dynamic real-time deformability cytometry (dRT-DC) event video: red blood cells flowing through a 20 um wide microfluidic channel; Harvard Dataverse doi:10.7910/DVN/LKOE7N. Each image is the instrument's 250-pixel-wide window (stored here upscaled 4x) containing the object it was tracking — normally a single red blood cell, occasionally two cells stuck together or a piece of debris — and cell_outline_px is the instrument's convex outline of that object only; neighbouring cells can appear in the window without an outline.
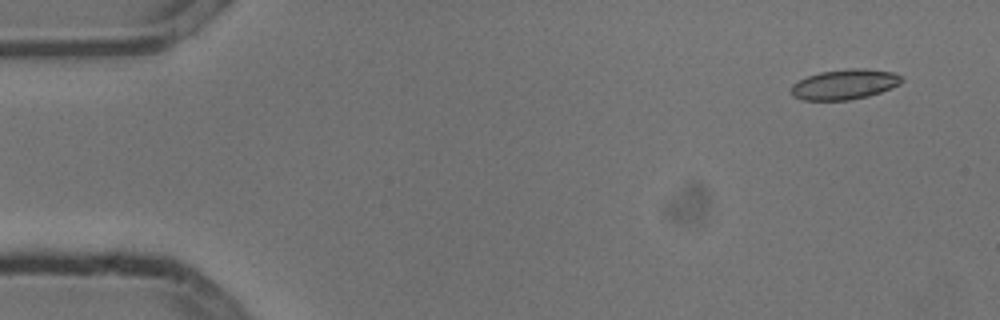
{"species": "common noctule bat (a hibernating species)", "species_latin": "Nyctalus noctula", "temperature_condition": "cold", "stored_images_in_passage": 6, "camera_frame_rate_fps": 3000, "um_per_image_px": 0.085, "animal": {"sex": "male", "body_mass_g": 13.3}, "frame": {"image": 1, "passage_image": 1, "time_ms": 0.0, "image_size_px": [1000, 320], "cell_outline_px": [[904, 80], [900, 84], [892, 88], [868, 96], [848, 100], [800, 100], [792, 96], [788, 92], [792, 84], [808, 76], [820, 72], [848, 68], [864, 68], [892, 72], [904, 76]], "centroid_in_image_um": [71.78, 7.17], "position_along_channel_um": 13.2, "area_um2": 19.71}}
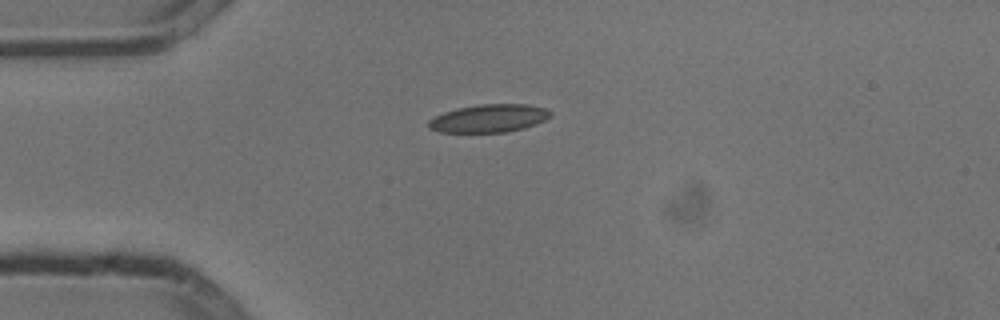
{"frame": {"image": 2, "passage_image": 4, "time_ms": 1.0, "image_size_px": [1000, 320], "cell_outline_px": [[552, 112], [544, 120], [536, 124], [524, 128], [508, 132], [440, 132], [428, 128], [428, 120], [444, 112], [456, 108], [480, 104], [528, 104], [544, 108]], "centroid_in_image_um": [41.54, 10.06], "position_along_channel_um": 43.5, "area_um2": 19.83}}
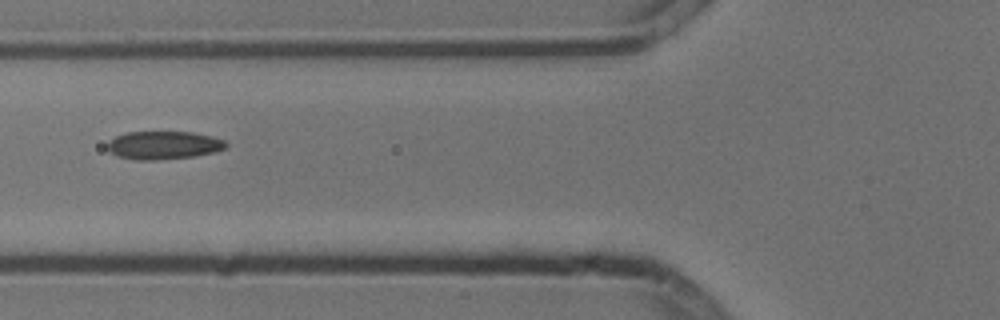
{"frame": {"image": 3, "passage_image": 6, "time_ms": 1.667, "image_size_px": [1000, 320], "cell_outline_px": [[228, 148], [216, 152], [196, 156], [156, 160], [136, 160], [116, 156], [108, 152], [108, 140], [116, 136], [128, 132], [192, 132], [212, 136], [224, 140], [228, 144]], "centroid_in_image_um": [13.92, 12.35], "position_along_channel_um": 111.9, "area_um2": 19.71}}